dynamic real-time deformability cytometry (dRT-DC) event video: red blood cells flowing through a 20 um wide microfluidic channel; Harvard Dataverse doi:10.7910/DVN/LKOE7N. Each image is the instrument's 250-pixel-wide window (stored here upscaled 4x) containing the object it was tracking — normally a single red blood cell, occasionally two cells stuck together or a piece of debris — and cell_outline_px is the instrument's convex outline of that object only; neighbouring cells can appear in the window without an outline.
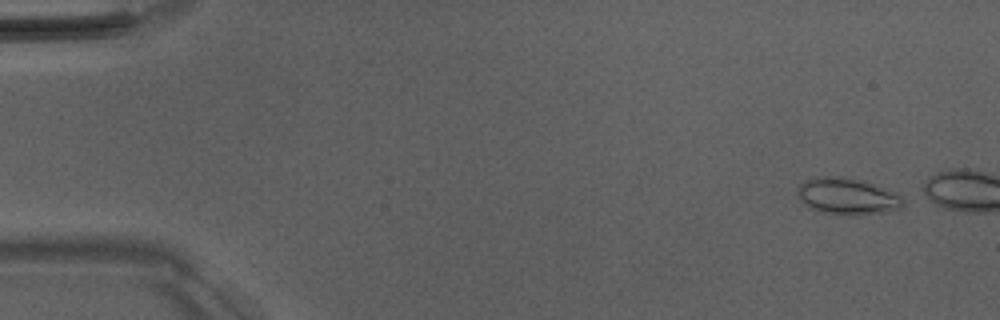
{"species": "Egyptian fruit bat (a non-hibernating species)", "species_latin": "Rousettus aegyptiacus", "temperature_condition": "room temperature", "stored_images_in_passage": 8, "camera_frame_rate_fps": 3000, "um_per_image_px": 0.085, "animal": {"sex": "male"}, "frame": {"image": 1, "passage_image": 2, "time_ms": 0.333, "image_size_px": [1000, 320], "cell_outline_px": [[904, 200], [900, 208], [884, 212], [860, 216], [836, 216], [808, 208], [804, 204], [796, 188], [800, 184], [808, 180], [824, 176], [840, 176], [860, 180], [896, 192]], "centroid_in_image_um": [72.02, 16.72], "position_along_channel_um": 13.0, "area_um2": 22.66}}